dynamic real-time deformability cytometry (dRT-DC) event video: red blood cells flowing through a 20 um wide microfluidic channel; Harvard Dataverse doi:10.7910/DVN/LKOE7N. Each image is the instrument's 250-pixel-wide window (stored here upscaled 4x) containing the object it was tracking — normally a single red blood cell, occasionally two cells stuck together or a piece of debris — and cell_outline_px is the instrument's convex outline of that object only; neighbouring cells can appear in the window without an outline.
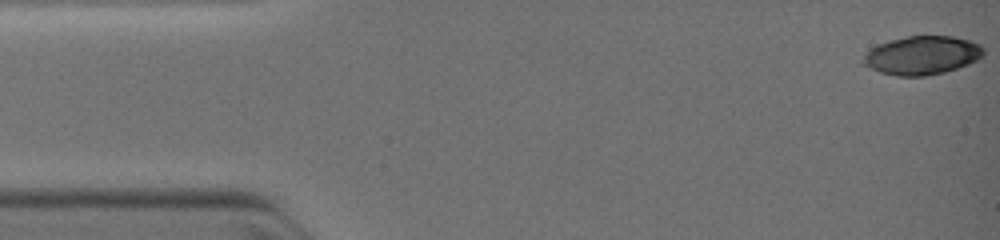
{"species": "common noctule bat (a hibernating species)", "species_latin": "Nyctalus noctula", "temperature_condition": "warm", "stored_images_in_passage": 7, "camera_frame_rate_fps": 3000, "um_per_image_px": 0.085, "animal": {"sex": "female", "body_mass_g": 19.0, "forearm_length_mm": 51.5}, "frame": {"image": 1, "passage_image": 1, "time_ms": 0.0, "image_size_px": [1000, 240], "cell_outline_px": [[984, 56], [968, 64], [944, 72], [924, 76], [896, 76], [880, 72], [860, 64], [860, 60], [876, 44], [888, 40], [908, 36], [952, 36], [968, 40], [980, 44], [984, 48]], "centroid_in_image_um": [78.35, 4.7], "position_along_channel_um": 6.7, "area_um2": 27.22}}